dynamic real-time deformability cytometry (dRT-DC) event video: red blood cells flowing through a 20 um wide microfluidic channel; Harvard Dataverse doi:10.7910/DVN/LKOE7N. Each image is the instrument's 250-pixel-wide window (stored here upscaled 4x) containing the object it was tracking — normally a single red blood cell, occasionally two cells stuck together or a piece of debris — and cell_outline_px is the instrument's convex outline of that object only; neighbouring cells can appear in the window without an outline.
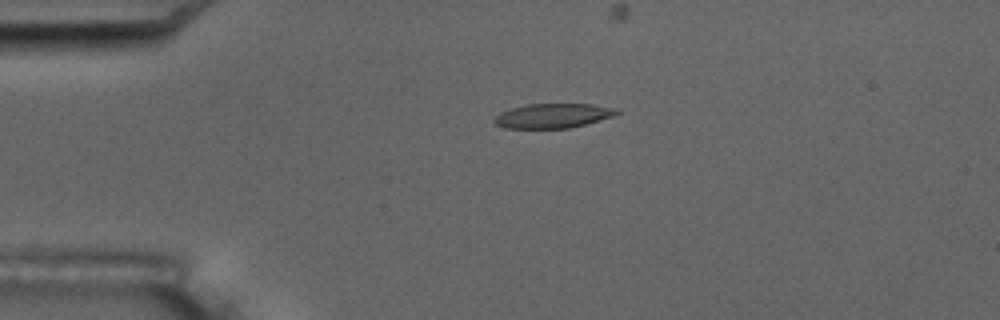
{"species": "common noctule bat (a hibernating species)", "species_latin": "Nyctalus noctula", "temperature_condition": "room temperature", "stored_images_in_passage": 6, "camera_frame_rate_fps": 3000, "um_per_image_px": 0.085, "animal": {"sex": "male", "body_mass_g": 17.5, "forearm_length_mm": 52.3}, "frame": {"image": 1, "passage_image": 4, "time_ms": 3.333, "image_size_px": [1000, 320], "cell_outline_px": [[620, 112], [612, 116], [584, 124], [568, 128], [504, 128], [496, 124], [492, 120], [500, 112], [512, 108], [528, 104], [592, 104], [620, 108]], "centroid_in_image_um": [47.0, 9.83], "position_along_channel_um": 38.0, "area_um2": 17.4}}